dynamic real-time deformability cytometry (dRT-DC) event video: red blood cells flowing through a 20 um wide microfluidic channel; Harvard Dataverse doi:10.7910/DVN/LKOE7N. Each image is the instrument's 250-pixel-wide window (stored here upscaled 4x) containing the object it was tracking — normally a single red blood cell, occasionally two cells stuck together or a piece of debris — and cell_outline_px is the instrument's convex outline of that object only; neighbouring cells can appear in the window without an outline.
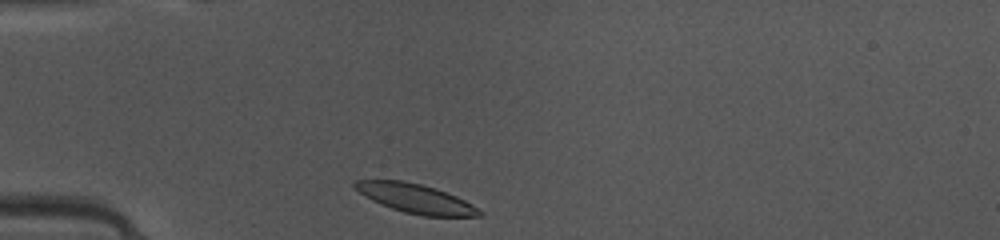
{"species": "common noctule bat (a hibernating species)", "species_latin": "Nyctalus noctula", "temperature_condition": "warm", "stored_images_in_passage": 36, "camera_frame_rate_fps": 3000, "um_per_image_px": 0.085, "animal": {"sex": "female", "body_mass_g": 10.0, "forearm_length_mm": 53.1}, "frame": {"image": 1, "passage_image": 1, "time_ms": 0.0, "image_size_px": [1000, 240], "cell_outline_px": [[484, 216], [424, 216], [404, 212], [392, 208], [372, 200], [352, 188], [352, 184], [356, 180], [404, 180], [436, 188], [456, 196], [472, 204], [484, 212]], "centroid_in_image_um": [35.33, 16.87], "position_along_channel_um": 49.7, "area_um2": 21.15}}
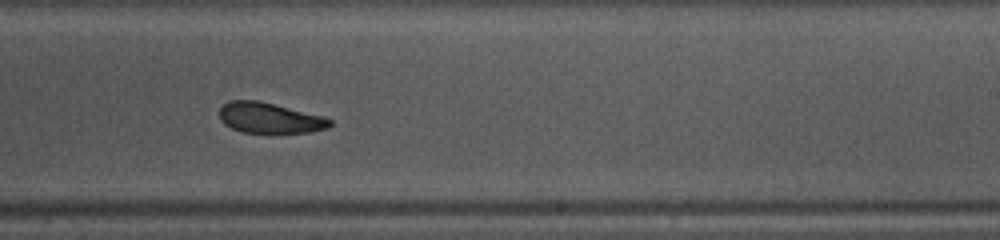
{"frame": {"image": 2, "passage_image": 18, "time_ms": 5.667, "image_size_px": [1000, 240], "cell_outline_px": [[332, 124], [328, 128], [312, 132], [240, 132], [224, 124], [220, 120], [220, 108], [228, 100], [260, 100], [324, 116], [332, 120]], "centroid_in_image_um": [22.93, 10.01], "position_along_channel_um": 266.1, "area_um2": 19.77}}
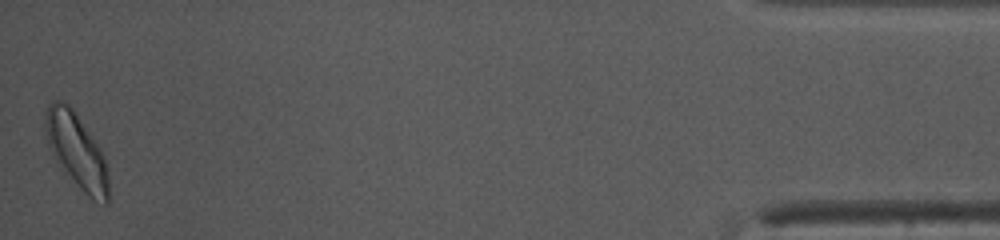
{"frame": {"image": 3, "passage_image": 36, "time_ms": 11.667, "image_size_px": [1000, 240], "cell_outline_px": [[108, 204], [104, 204], [92, 200], [80, 188], [64, 168], [48, 144], [44, 128], [44, 112], [48, 104], [52, 100], [60, 100], [68, 104], [72, 108], [100, 148], [104, 156], [108, 172]], "centroid_in_image_um": [6.52, 12.77], "position_along_channel_um": 428.7, "area_um2": 26.93}, "authors_computed_cell_mechanics": {"area_um2": 21.4149, "velocity_mm_per_s": 4.0838, "shape_relaxation_time_tau1_ms": 3.1312, "shape_relaxation_time_tau2_ms": 1.982, "deformation_change_tau1": 0.1148, "deformation_change_tau2": 0.0833}}